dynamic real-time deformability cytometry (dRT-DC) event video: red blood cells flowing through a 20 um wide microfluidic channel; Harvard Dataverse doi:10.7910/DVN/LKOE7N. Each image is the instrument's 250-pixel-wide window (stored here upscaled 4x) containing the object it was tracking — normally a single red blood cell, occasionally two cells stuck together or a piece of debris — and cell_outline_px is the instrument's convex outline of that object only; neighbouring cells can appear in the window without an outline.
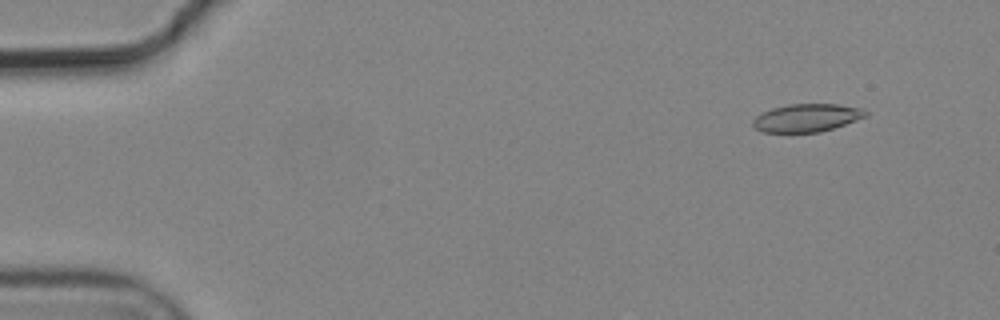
{"species": "common noctule bat (a hibernating species)", "species_latin": "Nyctalus noctula", "temperature_condition": "cold", "stored_images_in_passage": 5, "camera_frame_rate_fps": 3000, "um_per_image_px": 0.085, "animal": {"sex": "male", "body_mass_g": 19.2, "forearm_length_mm": 51.8}, "frame": {"image": 1, "passage_image": 2, "time_ms": 0.333, "image_size_px": [1000, 320], "cell_outline_px": [[868, 116], [820, 132], [764, 132], [756, 128], [752, 124], [752, 120], [756, 116], [772, 108], [788, 104], [840, 104], [864, 108], [868, 112]], "centroid_in_image_um": [68.61, 10.0], "position_along_channel_um": 16.4, "area_um2": 18.32}}